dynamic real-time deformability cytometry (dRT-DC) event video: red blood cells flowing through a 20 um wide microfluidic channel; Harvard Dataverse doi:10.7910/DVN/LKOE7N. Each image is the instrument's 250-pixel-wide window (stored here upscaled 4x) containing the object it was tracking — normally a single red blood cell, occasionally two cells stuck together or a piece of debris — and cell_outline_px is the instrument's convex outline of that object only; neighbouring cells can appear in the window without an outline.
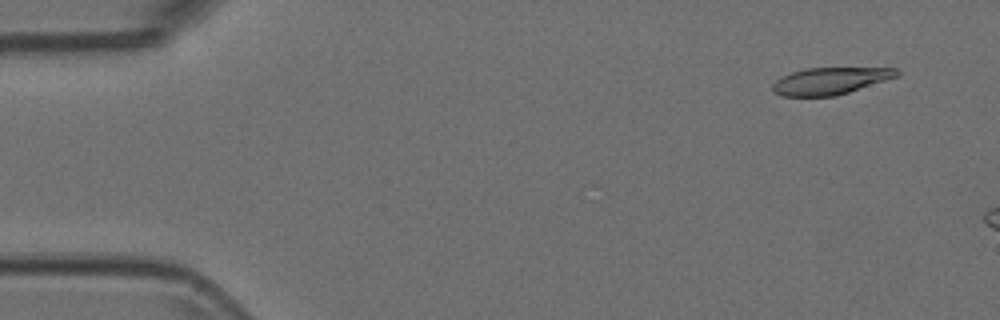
{"species": "Egyptian fruit bat (a non-hibernating species)", "species_latin": "Rousettus aegyptiacus", "temperature_condition": "room temperature", "stored_images_in_passage": 14, "camera_frame_rate_fps": 3000, "um_per_image_px": 0.085, "animal": {"sex": "female"}, "frame": {"image": 1, "passage_image": 1, "time_ms": 0.0, "image_size_px": [1000, 320], "cell_outline_px": [[900, 76], [836, 96], [780, 96], [772, 92], [772, 84], [776, 80], [792, 72], [808, 68], [896, 68], [900, 72]], "centroid_in_image_um": [70.58, 6.88], "position_along_channel_um": 14.4, "area_um2": 19.54}}
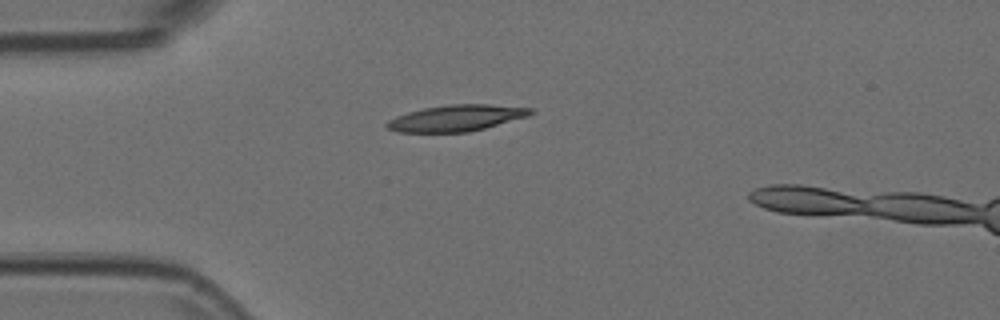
{"frame": {"image": 2, "passage_image": 11, "time_ms": 3.333, "image_size_px": [1000, 320], "cell_outline_px": [[536, 112], [528, 116], [484, 128], [468, 132], [400, 132], [388, 128], [384, 124], [388, 120], [396, 116], [408, 112], [424, 108], [452, 104], [488, 104], [536, 108]], "centroid_in_image_um": [38.83, 10.02], "position_along_channel_um": 46.2, "area_um2": 21.96}}